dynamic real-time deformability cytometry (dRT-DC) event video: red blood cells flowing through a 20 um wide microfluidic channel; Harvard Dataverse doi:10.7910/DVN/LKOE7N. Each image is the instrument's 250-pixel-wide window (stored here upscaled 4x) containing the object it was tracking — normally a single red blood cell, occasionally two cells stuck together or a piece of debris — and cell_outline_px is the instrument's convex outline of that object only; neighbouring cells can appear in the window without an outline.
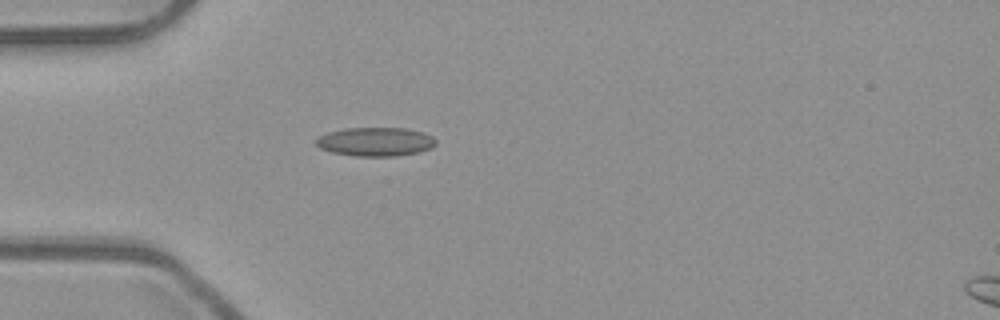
{"species": "common noctule bat (a hibernating species)", "species_latin": "Nyctalus noctula", "temperature_condition": "room temperature", "stored_images_in_passage": 38, "camera_frame_rate_fps": 3000, "um_per_image_px": 0.085, "animal": {"sex": "male", "body_mass_g": 23.1, "forearm_length_mm": 52.7}, "frame": {"image": 1, "passage_image": 1, "time_ms": 0.0, "image_size_px": [1000, 320], "cell_outline_px": [[436, 144], [432, 148], [420, 152], [396, 156], [356, 156], [332, 152], [320, 148], [316, 144], [316, 136], [328, 132], [344, 128], [404, 128], [424, 132], [432, 136], [436, 140]], "centroid_in_image_um": [31.92, 12.04], "position_along_channel_um": 53.1, "area_um2": 20.29}}
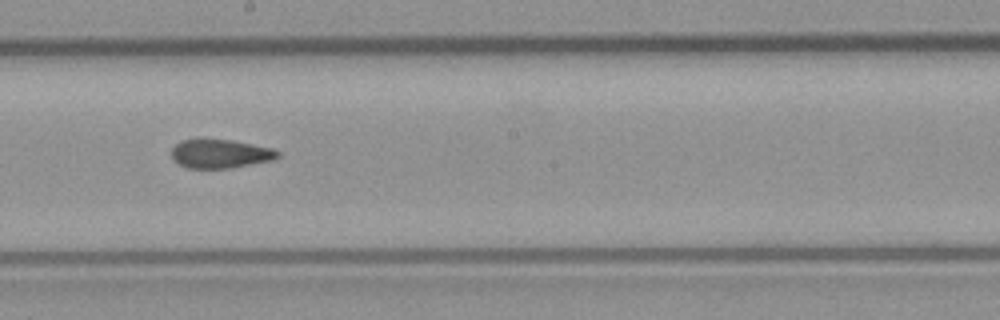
{"frame": {"image": 2, "passage_image": 15, "time_ms": 4.667, "image_size_px": [1000, 320], "cell_outline_px": [[280, 156], [272, 160], [232, 168], [188, 168], [180, 164], [172, 156], [172, 148], [180, 140], [200, 136], [232, 140], [272, 148], [280, 152]], "centroid_in_image_um": [18.7, 13.02], "position_along_channel_um": 229.5, "area_um2": 18.32}}
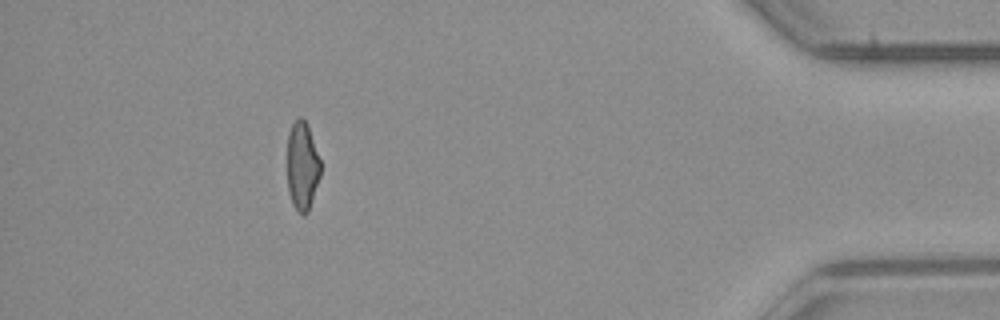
{"frame": {"image": 3, "passage_image": 33, "time_ms": 10.667, "image_size_px": [1000, 320], "cell_outline_px": [[320, 176], [308, 212], [304, 216], [292, 204], [288, 192], [288, 132], [292, 124], [300, 116], [308, 124], [320, 160]], "centroid_in_image_um": [25.69, 14.1], "position_along_channel_um": 409.5, "area_um2": 17.05}, "authors_computed_cell_mechanics": {"area_um2": 18.2937, "velocity_mm_per_s": 3.9569, "shape_relaxation_time_tau1_ms": null, "shape_relaxation_time_tau2_ms": 2.1578, "deformation_change_tau1": null, "deformation_change_tau2": 0.078}}